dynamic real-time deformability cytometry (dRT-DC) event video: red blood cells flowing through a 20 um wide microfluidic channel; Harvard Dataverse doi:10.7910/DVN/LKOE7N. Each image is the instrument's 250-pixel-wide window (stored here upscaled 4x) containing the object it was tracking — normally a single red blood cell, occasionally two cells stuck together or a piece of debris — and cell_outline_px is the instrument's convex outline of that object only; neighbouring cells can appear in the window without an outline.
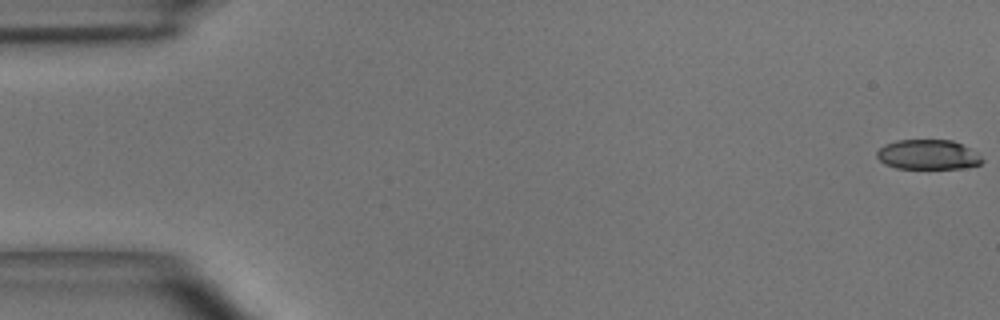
{"species": "common noctule bat (a hibernating species)", "species_latin": "Nyctalus noctula", "temperature_condition": "room temperature", "stored_images_in_passage": 50, "camera_frame_rate_fps": 3000, "um_per_image_px": 0.085, "animal": {"sex": "male", "body_mass_g": 15.6}, "frame": {"image": 1, "passage_image": 1, "time_ms": 0.0, "image_size_px": [1000, 320], "cell_outline_px": [[984, 160], [980, 164], [960, 168], [896, 168], [884, 164], [876, 156], [876, 152], [884, 144], [896, 140], [952, 140], [968, 148], [980, 156]], "centroid_in_image_um": [78.82, 13.14], "position_along_channel_um": 6.2, "area_um2": 18.09}}
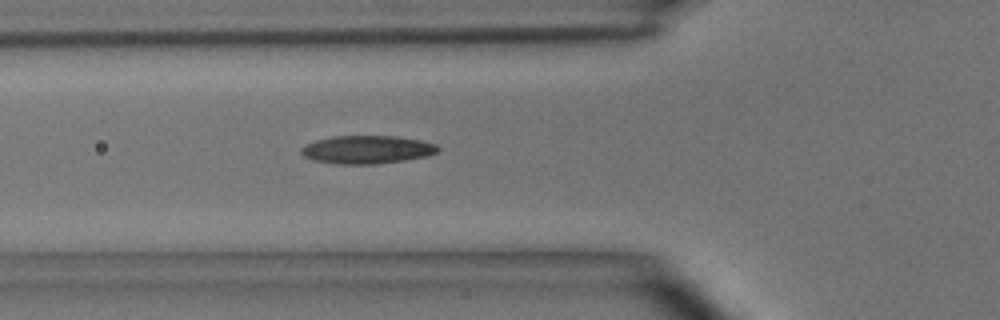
{"frame": {"image": 2, "passage_image": 18, "time_ms": 5.667, "image_size_px": [1000, 320], "cell_outline_px": [[440, 148], [436, 152], [428, 156], [380, 164], [336, 164], [312, 160], [304, 156], [300, 152], [300, 148], [304, 144], [316, 140], [332, 136], [396, 136], [420, 140], [436, 144]], "centroid_in_image_um": [31.17, 12.72], "position_along_channel_um": 94.6, "area_um2": 22.6}}
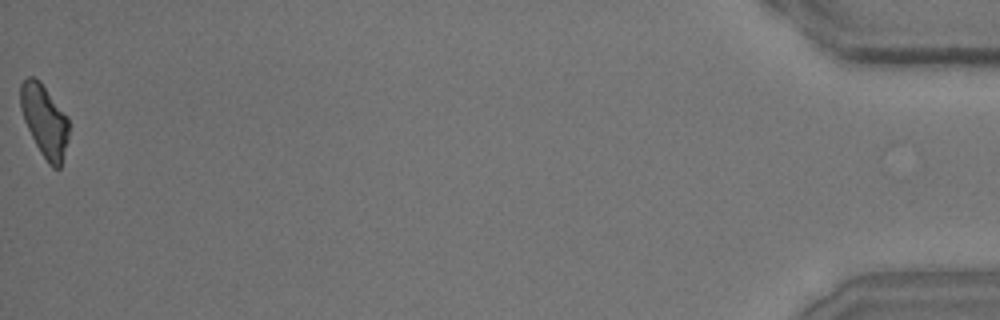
{"frame": {"image": 3, "passage_image": 50, "time_ms": 16.333, "image_size_px": [1000, 320], "cell_outline_px": [[68, 140], [60, 168], [52, 168], [48, 164], [40, 152], [24, 120], [20, 108], [20, 84], [28, 76], [32, 76], [40, 80], [68, 116]], "centroid_in_image_um": [3.79, 10.24], "position_along_channel_um": 431.4, "area_um2": 20.4}, "authors_computed_cell_mechanics": {"area_um2": 21.0392, "velocity_mm_per_s": 4.0469, "shape_relaxation_time_tau1_ms": 2.9837, "shape_relaxation_time_tau2_ms": 3.2906, "deformation_change_tau1": 0.134, "deformation_change_tau2": 0.1098}}